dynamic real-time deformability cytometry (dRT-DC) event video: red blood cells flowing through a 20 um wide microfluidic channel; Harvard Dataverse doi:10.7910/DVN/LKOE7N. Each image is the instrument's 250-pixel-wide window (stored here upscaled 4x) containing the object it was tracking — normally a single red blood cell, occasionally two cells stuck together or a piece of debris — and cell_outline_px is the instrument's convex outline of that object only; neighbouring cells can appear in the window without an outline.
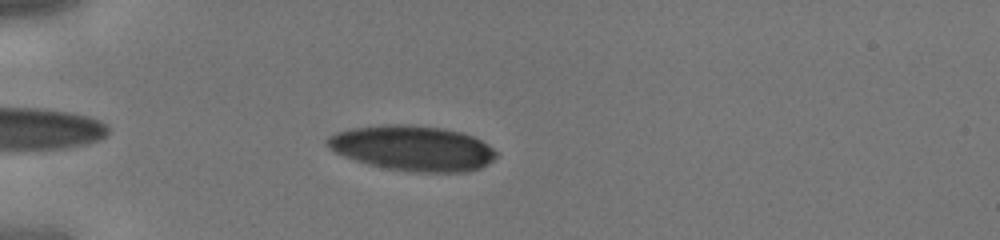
{"species": "human", "species_latin": "Homo sapiens", "temperature_condition": "cold", "stored_images_in_passage": 34, "camera_frame_rate_fps": 3000, "um_per_image_px": 0.085, "donor": {"sex": "male"}, "frame": {"image": 1, "passage_image": 4, "time_ms": 1.0, "image_size_px": [1000, 240], "cell_outline_px": [[496, 156], [488, 164], [480, 168], [468, 172], [412, 172], [388, 168], [368, 164], [344, 156], [336, 152], [324, 144], [324, 140], [328, 136], [336, 132], [352, 128], [384, 124], [412, 124], [444, 128], [460, 132], [472, 136], [488, 144], [496, 152]], "centroid_in_image_um": [35.06, 12.59], "position_along_channel_um": 49.9, "area_um2": 44.62}}
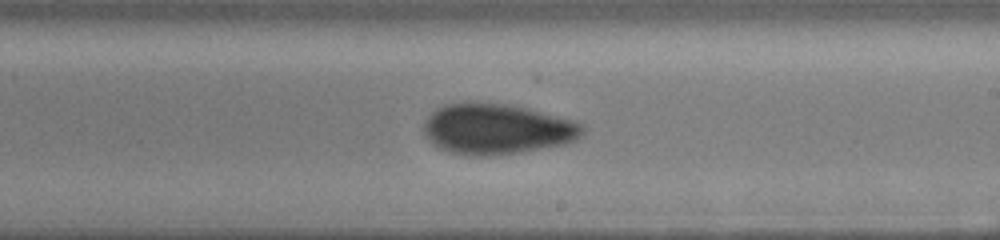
{"frame": {"image": 2, "passage_image": 18, "time_ms": 5.667, "image_size_px": [1000, 240], "cell_outline_px": [[584, 136], [576, 140], [564, 144], [520, 152], [488, 156], [468, 156], [448, 152], [432, 144], [428, 140], [424, 128], [424, 120], [436, 108], [444, 104], [508, 104], [576, 120], [584, 124]], "centroid_in_image_um": [42.27, 10.99], "position_along_channel_um": 246.7, "area_um2": 46.64}}
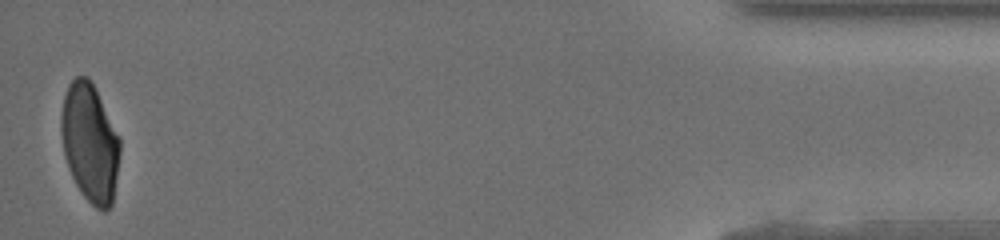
{"frame": {"image": 3, "passage_image": 34, "time_ms": 11.0, "image_size_px": [1000, 240], "cell_outline_px": [[120, 152], [112, 204], [104, 212], [96, 208], [84, 196], [76, 184], [68, 168], [64, 156], [60, 132], [60, 116], [64, 96], [68, 84], [76, 76], [88, 76], [120, 140]], "centroid_in_image_um": [7.61, 12.15], "position_along_channel_um": 427.6, "area_um2": 40.11}}